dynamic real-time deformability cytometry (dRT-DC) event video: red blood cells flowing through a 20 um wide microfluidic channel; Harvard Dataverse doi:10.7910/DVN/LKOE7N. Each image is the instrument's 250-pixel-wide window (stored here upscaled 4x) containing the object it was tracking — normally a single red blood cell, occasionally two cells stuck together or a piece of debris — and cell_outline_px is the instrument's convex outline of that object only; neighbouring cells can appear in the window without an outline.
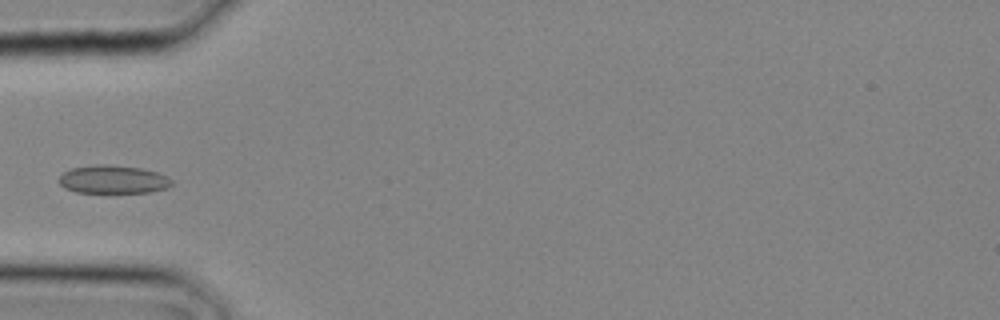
{"species": "common noctule bat (a hibernating species)", "species_latin": "Nyctalus noctula", "temperature_condition": "cold", "stored_images_in_passage": 10, "camera_frame_rate_fps": 3000, "um_per_image_px": 0.085, "animal": {"sex": "male", "body_mass_g": 20.4}, "frame": {"image": 1, "passage_image": 9, "time_ms": 2.667, "image_size_px": [1000, 320], "cell_outline_px": [[172, 184], [168, 188], [148, 192], [76, 192], [64, 188], [60, 184], [60, 176], [64, 172], [72, 168], [96, 164], [108, 164], [140, 168], [156, 172], [172, 180]], "centroid_in_image_um": [9.6, 15.25], "position_along_channel_um": 75.4, "area_um2": 18.32}}